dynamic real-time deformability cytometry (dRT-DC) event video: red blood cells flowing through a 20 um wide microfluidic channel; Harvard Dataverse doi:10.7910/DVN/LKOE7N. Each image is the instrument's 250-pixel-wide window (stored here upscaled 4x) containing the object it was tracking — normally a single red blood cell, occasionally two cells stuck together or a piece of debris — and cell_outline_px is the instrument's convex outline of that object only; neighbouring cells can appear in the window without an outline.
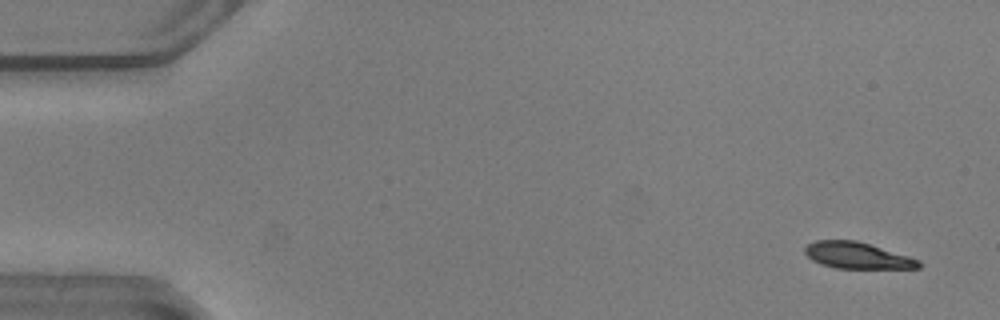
{"species": "common noctule bat (a hibernating species)", "species_latin": "Nyctalus noctula", "temperature_condition": "warm", "stored_images_in_passage": 53, "camera_frame_rate_fps": 3000, "um_per_image_px": 0.085, "animal": {"sex": "male", "body_mass_g": 20.5, "forearm_length_mm": 52.5}, "frame": {"image": 1, "passage_image": 3, "time_ms": 0.667, "image_size_px": [1000, 320], "cell_outline_px": [[924, 264], [920, 268], [836, 268], [820, 264], [812, 260], [804, 252], [804, 248], [808, 244], [816, 240], [856, 240], [908, 256], [920, 260]], "centroid_in_image_um": [72.87, 21.72], "position_along_channel_um": 12.1, "area_um2": 17.46}}
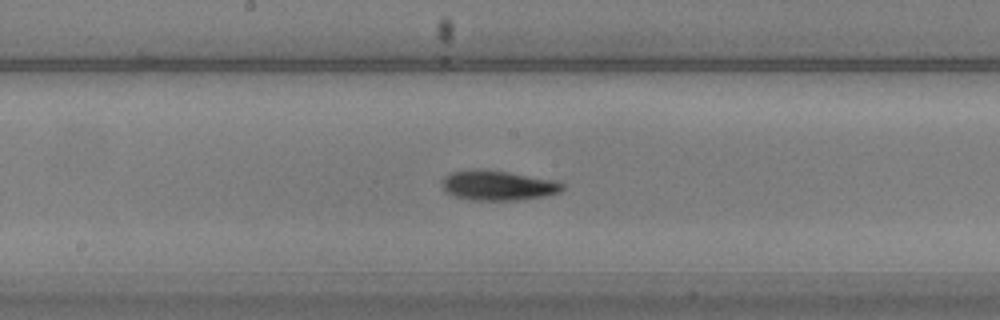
{"frame": {"image": 2, "passage_image": 28, "time_ms": 9.0, "image_size_px": [1000, 320], "cell_outline_px": [[564, 188], [560, 192], [544, 196], [516, 200], [472, 200], [456, 196], [444, 192], [444, 176], [452, 172], [472, 168], [508, 172], [552, 180], [564, 184]], "centroid_in_image_um": [42.31, 15.76], "position_along_channel_um": 205.9, "area_um2": 20.69}}
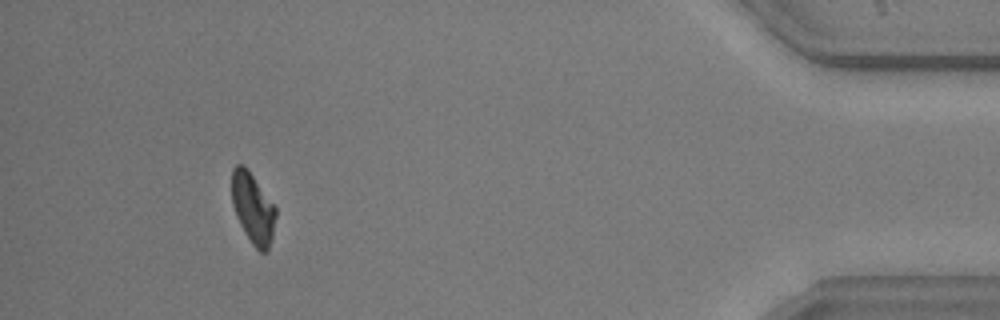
{"frame": {"image": 3, "passage_image": 49, "time_ms": 16.0, "image_size_px": [1000, 320], "cell_outline_px": [[276, 216], [272, 236], [268, 252], [260, 252], [252, 244], [244, 232], [236, 216], [232, 204], [232, 168], [236, 164], [244, 164], [276, 208]], "centroid_in_image_um": [21.48, 17.7], "position_along_channel_um": 413.7, "area_um2": 17.98}, "authors_computed_cell_mechanics": {"area_um2": 19.363, "velocity_mm_per_s": 3.8572, "shape_relaxation_time_tau1_ms": 3.4558, "shape_relaxation_time_tau2_ms": 9.3555, "deformation_change_tau1": 0.1316, "deformation_change_tau2": 0.1592}}